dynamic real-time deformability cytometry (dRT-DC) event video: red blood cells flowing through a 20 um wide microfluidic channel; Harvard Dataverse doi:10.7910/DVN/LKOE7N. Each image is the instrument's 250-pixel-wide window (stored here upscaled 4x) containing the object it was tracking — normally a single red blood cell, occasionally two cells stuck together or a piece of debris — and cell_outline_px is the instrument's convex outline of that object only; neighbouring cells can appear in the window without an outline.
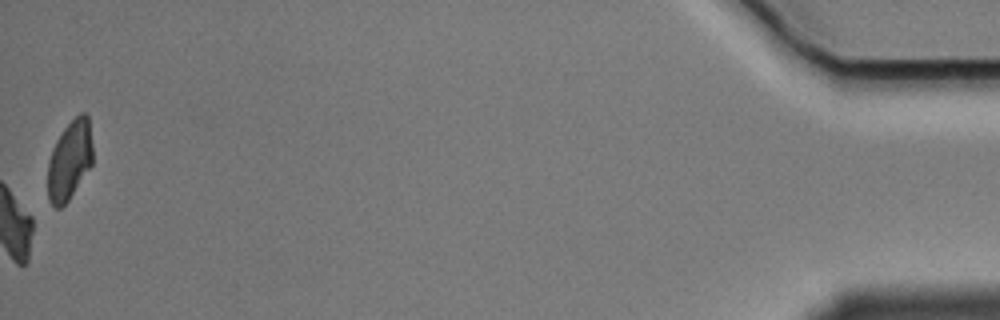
{"species": "Egyptian fruit bat (a non-hibernating species)", "species_latin": "Rousettus aegyptiacus", "temperature_condition": "cold", "stored_images_in_passage": 48, "camera_frame_rate_fps": 3000, "um_per_image_px": 0.085, "animal": {"sex": "male"}, "frame": {"image": 1, "passage_image": 48, "time_ms": 15.667, "image_size_px": [1000, 320], "cell_outline_px": [[92, 164], [68, 200], [60, 208], [56, 208], [48, 200], [48, 160], [52, 148], [56, 140], [64, 128], [80, 112], [84, 112], [88, 116], [92, 144]], "centroid_in_image_um": [5.91, 13.6], "position_along_channel_um": 429.3, "area_um2": 20.63}, "authors_computed_cell_mechanics": {"area_um2": 24.1604, "velocity_mm_per_s": 3.4867, "shape_relaxation_time_tau1_ms": 1.1077, "shape_relaxation_time_tau2_ms": null, "deformation_change_tau1": 0.0562, "deformation_change_tau2": null}}